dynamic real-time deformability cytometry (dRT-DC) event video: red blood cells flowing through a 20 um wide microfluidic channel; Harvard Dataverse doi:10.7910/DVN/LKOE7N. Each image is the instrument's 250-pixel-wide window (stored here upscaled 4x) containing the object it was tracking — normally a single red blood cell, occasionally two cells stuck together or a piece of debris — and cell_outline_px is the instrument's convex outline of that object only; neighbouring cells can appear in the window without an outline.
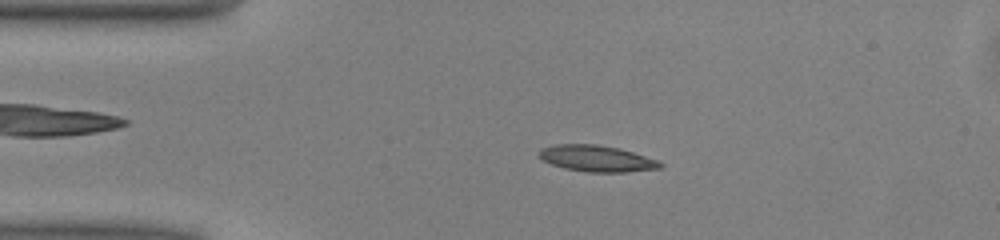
{"species": "common noctule bat (a hibernating species)", "species_latin": "Nyctalus noctula", "temperature_condition": "warm", "stored_images_in_passage": 49, "camera_frame_rate_fps": 3000, "um_per_image_px": 0.085, "animal": {"sex": "male", "body_mass_g": 13.0, "forearm_length_mm": 53.1}, "frame": {"image": 1, "passage_image": 9, "time_ms": 2.667, "image_size_px": [1000, 240], "cell_outline_px": [[664, 164], [660, 168], [628, 172], [584, 172], [564, 168], [552, 164], [544, 160], [540, 156], [540, 148], [556, 144], [596, 144], [620, 148], [660, 160]], "centroid_in_image_um": [50.77, 13.47], "position_along_channel_um": 34.2, "area_um2": 18.67}}
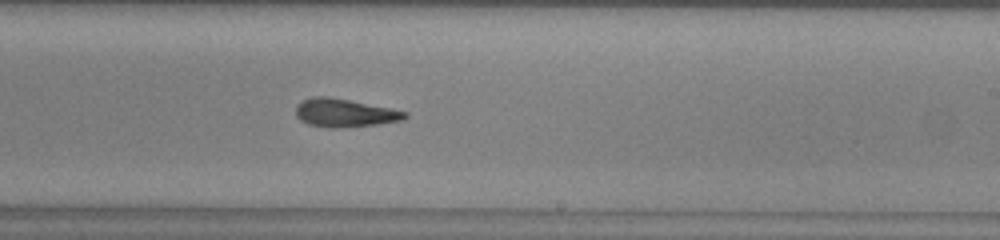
{"frame": {"image": 2, "passage_image": 28, "time_ms": 9.0, "image_size_px": [1000, 240], "cell_outline_px": [[408, 116], [404, 120], [376, 124], [336, 128], [328, 128], [308, 124], [300, 120], [296, 116], [296, 108], [304, 100], [312, 96], [328, 96], [392, 108], [408, 112]], "centroid_in_image_um": [29.32, 9.59], "position_along_channel_um": 259.7, "area_um2": 17.92}}
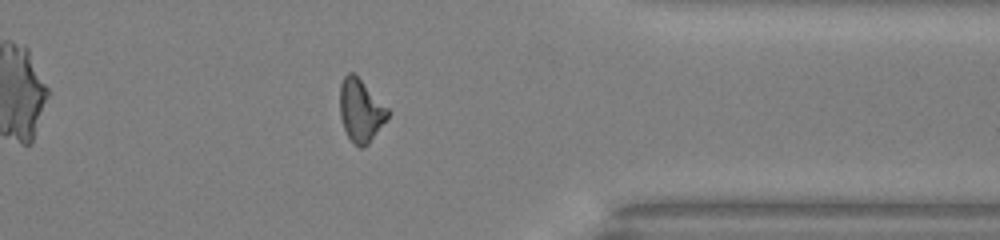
{"frame": {"image": 3, "passage_image": 38, "time_ms": 12.333, "image_size_px": [1000, 240], "cell_outline_px": [[392, 112], [368, 144], [364, 148], [360, 148], [352, 144], [344, 128], [340, 116], [340, 84], [344, 76], [348, 72], [352, 72]], "centroid_in_image_um": [30.65, 9.43], "position_along_channel_um": 380.7, "area_um2": 17.4}, "authors_computed_cell_mechanics": {"area_um2": 17.8024, "velocity_mm_per_s": 4.0844, "shape_relaxation_time_tau1_ms": 8.4085, "shape_relaxation_time_tau2_ms": 6.5927, "deformation_change_tau1": 0.2119, "deformation_change_tau2": 0.1747}}